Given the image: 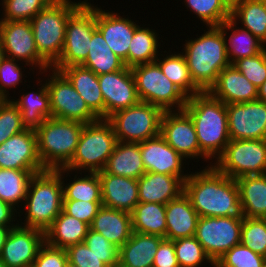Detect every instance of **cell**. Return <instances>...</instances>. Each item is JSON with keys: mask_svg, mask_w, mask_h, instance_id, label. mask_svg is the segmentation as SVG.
Listing matches in <instances>:
<instances>
[{"mask_svg": "<svg viewBox=\"0 0 266 267\" xmlns=\"http://www.w3.org/2000/svg\"><path fill=\"white\" fill-rule=\"evenodd\" d=\"M184 193L199 217L245 218L236 180L213 165L208 164L200 172H191L184 181Z\"/></svg>", "mask_w": 266, "mask_h": 267, "instance_id": "1", "label": "cell"}, {"mask_svg": "<svg viewBox=\"0 0 266 267\" xmlns=\"http://www.w3.org/2000/svg\"><path fill=\"white\" fill-rule=\"evenodd\" d=\"M183 110L194 123L200 150L217 159L231 140L226 104L206 91L188 97Z\"/></svg>", "mask_w": 266, "mask_h": 267, "instance_id": "2", "label": "cell"}, {"mask_svg": "<svg viewBox=\"0 0 266 267\" xmlns=\"http://www.w3.org/2000/svg\"><path fill=\"white\" fill-rule=\"evenodd\" d=\"M196 39L188 38L181 52L186 60L194 84L206 92L216 83L218 74L230 65L226 52V38L218 26H209Z\"/></svg>", "mask_w": 266, "mask_h": 267, "instance_id": "3", "label": "cell"}, {"mask_svg": "<svg viewBox=\"0 0 266 267\" xmlns=\"http://www.w3.org/2000/svg\"><path fill=\"white\" fill-rule=\"evenodd\" d=\"M70 171L64 167L55 170L47 169L34 174L31 178L25 207L26 219L20 226L35 228L45 232L62 211L63 173Z\"/></svg>", "mask_w": 266, "mask_h": 267, "instance_id": "4", "label": "cell"}, {"mask_svg": "<svg viewBox=\"0 0 266 267\" xmlns=\"http://www.w3.org/2000/svg\"><path fill=\"white\" fill-rule=\"evenodd\" d=\"M82 3L54 0L30 20L37 51L51 67L62 53L68 19Z\"/></svg>", "mask_w": 266, "mask_h": 267, "instance_id": "5", "label": "cell"}, {"mask_svg": "<svg viewBox=\"0 0 266 267\" xmlns=\"http://www.w3.org/2000/svg\"><path fill=\"white\" fill-rule=\"evenodd\" d=\"M84 125L50 117L35 130L38 155L46 169L62 168L71 161Z\"/></svg>", "mask_w": 266, "mask_h": 267, "instance_id": "6", "label": "cell"}, {"mask_svg": "<svg viewBox=\"0 0 266 267\" xmlns=\"http://www.w3.org/2000/svg\"><path fill=\"white\" fill-rule=\"evenodd\" d=\"M118 140L107 119L85 124L75 154L64 167L69 171L99 172L104 170Z\"/></svg>", "mask_w": 266, "mask_h": 267, "instance_id": "7", "label": "cell"}, {"mask_svg": "<svg viewBox=\"0 0 266 267\" xmlns=\"http://www.w3.org/2000/svg\"><path fill=\"white\" fill-rule=\"evenodd\" d=\"M131 70L140 101L163 111L183 110L188 97L163 74L155 61L134 66Z\"/></svg>", "mask_w": 266, "mask_h": 267, "instance_id": "8", "label": "cell"}, {"mask_svg": "<svg viewBox=\"0 0 266 267\" xmlns=\"http://www.w3.org/2000/svg\"><path fill=\"white\" fill-rule=\"evenodd\" d=\"M163 113L161 108L139 101L113 113L107 120L119 142L140 143L160 135Z\"/></svg>", "mask_w": 266, "mask_h": 267, "instance_id": "9", "label": "cell"}, {"mask_svg": "<svg viewBox=\"0 0 266 267\" xmlns=\"http://www.w3.org/2000/svg\"><path fill=\"white\" fill-rule=\"evenodd\" d=\"M211 163L219 172L238 179L247 175L266 174V139H231L224 152Z\"/></svg>", "mask_w": 266, "mask_h": 267, "instance_id": "10", "label": "cell"}, {"mask_svg": "<svg viewBox=\"0 0 266 267\" xmlns=\"http://www.w3.org/2000/svg\"><path fill=\"white\" fill-rule=\"evenodd\" d=\"M87 1L84 0L70 15L62 53L52 67L81 65L86 60L92 34L96 29V6Z\"/></svg>", "mask_w": 266, "mask_h": 267, "instance_id": "11", "label": "cell"}, {"mask_svg": "<svg viewBox=\"0 0 266 267\" xmlns=\"http://www.w3.org/2000/svg\"><path fill=\"white\" fill-rule=\"evenodd\" d=\"M46 84L50 95L52 117L88 124L99 118L89 109L85 100L74 89L68 78L59 70L50 68Z\"/></svg>", "mask_w": 266, "mask_h": 267, "instance_id": "12", "label": "cell"}, {"mask_svg": "<svg viewBox=\"0 0 266 267\" xmlns=\"http://www.w3.org/2000/svg\"><path fill=\"white\" fill-rule=\"evenodd\" d=\"M243 220L229 217H199L195 238L215 264L220 257L241 242Z\"/></svg>", "mask_w": 266, "mask_h": 267, "instance_id": "13", "label": "cell"}, {"mask_svg": "<svg viewBox=\"0 0 266 267\" xmlns=\"http://www.w3.org/2000/svg\"><path fill=\"white\" fill-rule=\"evenodd\" d=\"M0 37L4 56L35 65L42 74L51 68L37 51L30 21H0Z\"/></svg>", "mask_w": 266, "mask_h": 267, "instance_id": "14", "label": "cell"}, {"mask_svg": "<svg viewBox=\"0 0 266 267\" xmlns=\"http://www.w3.org/2000/svg\"><path fill=\"white\" fill-rule=\"evenodd\" d=\"M226 109L230 139H266V102L257 99L226 104Z\"/></svg>", "mask_w": 266, "mask_h": 267, "instance_id": "15", "label": "cell"}, {"mask_svg": "<svg viewBox=\"0 0 266 267\" xmlns=\"http://www.w3.org/2000/svg\"><path fill=\"white\" fill-rule=\"evenodd\" d=\"M160 135L183 158L210 160L199 147L194 123L184 111H164Z\"/></svg>", "mask_w": 266, "mask_h": 267, "instance_id": "16", "label": "cell"}, {"mask_svg": "<svg viewBox=\"0 0 266 267\" xmlns=\"http://www.w3.org/2000/svg\"><path fill=\"white\" fill-rule=\"evenodd\" d=\"M44 243L43 231L18 224L11 228L3 245L0 259L6 267H32Z\"/></svg>", "mask_w": 266, "mask_h": 267, "instance_id": "17", "label": "cell"}, {"mask_svg": "<svg viewBox=\"0 0 266 267\" xmlns=\"http://www.w3.org/2000/svg\"><path fill=\"white\" fill-rule=\"evenodd\" d=\"M104 100V119L140 101L131 68L98 75Z\"/></svg>", "mask_w": 266, "mask_h": 267, "instance_id": "18", "label": "cell"}, {"mask_svg": "<svg viewBox=\"0 0 266 267\" xmlns=\"http://www.w3.org/2000/svg\"><path fill=\"white\" fill-rule=\"evenodd\" d=\"M0 169L47 170L38 155L34 129L11 136L0 145Z\"/></svg>", "mask_w": 266, "mask_h": 267, "instance_id": "19", "label": "cell"}, {"mask_svg": "<svg viewBox=\"0 0 266 267\" xmlns=\"http://www.w3.org/2000/svg\"><path fill=\"white\" fill-rule=\"evenodd\" d=\"M140 152L146 172L178 176L183 182L189 176L183 174L185 158L176 152L161 136L140 142Z\"/></svg>", "mask_w": 266, "mask_h": 267, "instance_id": "20", "label": "cell"}, {"mask_svg": "<svg viewBox=\"0 0 266 267\" xmlns=\"http://www.w3.org/2000/svg\"><path fill=\"white\" fill-rule=\"evenodd\" d=\"M138 26L131 19L121 17L120 13L105 12L96 6V28L110 49L124 61L126 67H128L129 45Z\"/></svg>", "mask_w": 266, "mask_h": 267, "instance_id": "21", "label": "cell"}, {"mask_svg": "<svg viewBox=\"0 0 266 267\" xmlns=\"http://www.w3.org/2000/svg\"><path fill=\"white\" fill-rule=\"evenodd\" d=\"M208 92L225 104L250 102L258 96V88L232 64L218 74L216 83Z\"/></svg>", "mask_w": 266, "mask_h": 267, "instance_id": "22", "label": "cell"}, {"mask_svg": "<svg viewBox=\"0 0 266 267\" xmlns=\"http://www.w3.org/2000/svg\"><path fill=\"white\" fill-rule=\"evenodd\" d=\"M101 181L102 206L131 212L139 203L138 180L98 172Z\"/></svg>", "mask_w": 266, "mask_h": 267, "instance_id": "23", "label": "cell"}, {"mask_svg": "<svg viewBox=\"0 0 266 267\" xmlns=\"http://www.w3.org/2000/svg\"><path fill=\"white\" fill-rule=\"evenodd\" d=\"M183 192L184 182L178 176L146 172L138 179L139 202L166 205Z\"/></svg>", "mask_w": 266, "mask_h": 267, "instance_id": "24", "label": "cell"}, {"mask_svg": "<svg viewBox=\"0 0 266 267\" xmlns=\"http://www.w3.org/2000/svg\"><path fill=\"white\" fill-rule=\"evenodd\" d=\"M51 68L61 71L85 100L89 109L98 118L104 119V100L98 82V75L81 65Z\"/></svg>", "mask_w": 266, "mask_h": 267, "instance_id": "25", "label": "cell"}, {"mask_svg": "<svg viewBox=\"0 0 266 267\" xmlns=\"http://www.w3.org/2000/svg\"><path fill=\"white\" fill-rule=\"evenodd\" d=\"M165 209L166 239L176 240L195 236L199 215L184 192L178 198L169 201Z\"/></svg>", "mask_w": 266, "mask_h": 267, "instance_id": "26", "label": "cell"}, {"mask_svg": "<svg viewBox=\"0 0 266 267\" xmlns=\"http://www.w3.org/2000/svg\"><path fill=\"white\" fill-rule=\"evenodd\" d=\"M164 238L132 232L131 237L119 248L118 267H152L158 246Z\"/></svg>", "mask_w": 266, "mask_h": 267, "instance_id": "27", "label": "cell"}, {"mask_svg": "<svg viewBox=\"0 0 266 267\" xmlns=\"http://www.w3.org/2000/svg\"><path fill=\"white\" fill-rule=\"evenodd\" d=\"M90 229L120 248L132 235L131 213L102 206Z\"/></svg>", "mask_w": 266, "mask_h": 267, "instance_id": "28", "label": "cell"}, {"mask_svg": "<svg viewBox=\"0 0 266 267\" xmlns=\"http://www.w3.org/2000/svg\"><path fill=\"white\" fill-rule=\"evenodd\" d=\"M104 171L115 176L138 180L146 173L139 143L118 141Z\"/></svg>", "mask_w": 266, "mask_h": 267, "instance_id": "29", "label": "cell"}, {"mask_svg": "<svg viewBox=\"0 0 266 267\" xmlns=\"http://www.w3.org/2000/svg\"><path fill=\"white\" fill-rule=\"evenodd\" d=\"M90 226L63 210L44 232L45 242L53 247L64 248L83 243Z\"/></svg>", "mask_w": 266, "mask_h": 267, "instance_id": "30", "label": "cell"}, {"mask_svg": "<svg viewBox=\"0 0 266 267\" xmlns=\"http://www.w3.org/2000/svg\"><path fill=\"white\" fill-rule=\"evenodd\" d=\"M231 18L218 26L226 38V52L230 64H234L237 60L257 55L266 48V45L257 37L250 33L247 29L238 27ZM232 31L230 37L227 31ZM227 37L229 38L227 40Z\"/></svg>", "mask_w": 266, "mask_h": 267, "instance_id": "31", "label": "cell"}, {"mask_svg": "<svg viewBox=\"0 0 266 267\" xmlns=\"http://www.w3.org/2000/svg\"><path fill=\"white\" fill-rule=\"evenodd\" d=\"M39 82L42 86L37 92L25 93L17 100L11 99L22 114V123L26 129L36 130L46 119L52 117L47 84H42L41 80Z\"/></svg>", "mask_w": 266, "mask_h": 267, "instance_id": "32", "label": "cell"}, {"mask_svg": "<svg viewBox=\"0 0 266 267\" xmlns=\"http://www.w3.org/2000/svg\"><path fill=\"white\" fill-rule=\"evenodd\" d=\"M239 198L247 218H266V174L236 179Z\"/></svg>", "mask_w": 266, "mask_h": 267, "instance_id": "33", "label": "cell"}, {"mask_svg": "<svg viewBox=\"0 0 266 267\" xmlns=\"http://www.w3.org/2000/svg\"><path fill=\"white\" fill-rule=\"evenodd\" d=\"M81 66L92 70L96 75H102L122 70L125 64L110 49L101 32L96 28L92 34L88 56Z\"/></svg>", "mask_w": 266, "mask_h": 267, "instance_id": "34", "label": "cell"}, {"mask_svg": "<svg viewBox=\"0 0 266 267\" xmlns=\"http://www.w3.org/2000/svg\"><path fill=\"white\" fill-rule=\"evenodd\" d=\"M132 230L166 239V209L161 203L139 202L130 212Z\"/></svg>", "mask_w": 266, "mask_h": 267, "instance_id": "35", "label": "cell"}, {"mask_svg": "<svg viewBox=\"0 0 266 267\" xmlns=\"http://www.w3.org/2000/svg\"><path fill=\"white\" fill-rule=\"evenodd\" d=\"M42 171L45 170L0 169V200L19 208L18 204L26 200L31 178Z\"/></svg>", "mask_w": 266, "mask_h": 267, "instance_id": "36", "label": "cell"}, {"mask_svg": "<svg viewBox=\"0 0 266 267\" xmlns=\"http://www.w3.org/2000/svg\"><path fill=\"white\" fill-rule=\"evenodd\" d=\"M158 33L153 29L143 28L138 26L135 29L133 38L128 49V68L137 65L151 63L160 55L157 54L158 47Z\"/></svg>", "mask_w": 266, "mask_h": 267, "instance_id": "37", "label": "cell"}, {"mask_svg": "<svg viewBox=\"0 0 266 267\" xmlns=\"http://www.w3.org/2000/svg\"><path fill=\"white\" fill-rule=\"evenodd\" d=\"M230 18L236 23L240 21L243 28L266 45V10L261 0H244L231 11Z\"/></svg>", "mask_w": 266, "mask_h": 267, "instance_id": "38", "label": "cell"}, {"mask_svg": "<svg viewBox=\"0 0 266 267\" xmlns=\"http://www.w3.org/2000/svg\"><path fill=\"white\" fill-rule=\"evenodd\" d=\"M164 58V59H163ZM157 57L155 62L159 65L163 74L171 80L187 97L199 94L202 91L191 79L189 68L183 54H166V57Z\"/></svg>", "mask_w": 266, "mask_h": 267, "instance_id": "39", "label": "cell"}, {"mask_svg": "<svg viewBox=\"0 0 266 267\" xmlns=\"http://www.w3.org/2000/svg\"><path fill=\"white\" fill-rule=\"evenodd\" d=\"M74 176L68 184L62 181L63 200L102 202L101 181L98 172H88L84 177ZM77 178V179H76ZM65 184V185H64Z\"/></svg>", "mask_w": 266, "mask_h": 267, "instance_id": "40", "label": "cell"}, {"mask_svg": "<svg viewBox=\"0 0 266 267\" xmlns=\"http://www.w3.org/2000/svg\"><path fill=\"white\" fill-rule=\"evenodd\" d=\"M184 3L208 27L220 26L231 17V11L221 0H184Z\"/></svg>", "mask_w": 266, "mask_h": 267, "instance_id": "41", "label": "cell"}, {"mask_svg": "<svg viewBox=\"0 0 266 267\" xmlns=\"http://www.w3.org/2000/svg\"><path fill=\"white\" fill-rule=\"evenodd\" d=\"M3 17L0 21H30L54 0H1Z\"/></svg>", "mask_w": 266, "mask_h": 267, "instance_id": "42", "label": "cell"}, {"mask_svg": "<svg viewBox=\"0 0 266 267\" xmlns=\"http://www.w3.org/2000/svg\"><path fill=\"white\" fill-rule=\"evenodd\" d=\"M176 258L180 267H199L206 260L214 267V263L205 253L195 236L173 240Z\"/></svg>", "mask_w": 266, "mask_h": 267, "instance_id": "43", "label": "cell"}, {"mask_svg": "<svg viewBox=\"0 0 266 267\" xmlns=\"http://www.w3.org/2000/svg\"><path fill=\"white\" fill-rule=\"evenodd\" d=\"M240 243L266 257V218L245 217L242 222Z\"/></svg>", "mask_w": 266, "mask_h": 267, "instance_id": "44", "label": "cell"}, {"mask_svg": "<svg viewBox=\"0 0 266 267\" xmlns=\"http://www.w3.org/2000/svg\"><path fill=\"white\" fill-rule=\"evenodd\" d=\"M265 263L266 257L240 243L220 257L214 267H263Z\"/></svg>", "mask_w": 266, "mask_h": 267, "instance_id": "45", "label": "cell"}, {"mask_svg": "<svg viewBox=\"0 0 266 267\" xmlns=\"http://www.w3.org/2000/svg\"><path fill=\"white\" fill-rule=\"evenodd\" d=\"M26 130L22 114L10 99L0 100V145L8 138Z\"/></svg>", "mask_w": 266, "mask_h": 267, "instance_id": "46", "label": "cell"}, {"mask_svg": "<svg viewBox=\"0 0 266 267\" xmlns=\"http://www.w3.org/2000/svg\"><path fill=\"white\" fill-rule=\"evenodd\" d=\"M84 243L101 258L107 267H118L119 248L109 242L102 234L89 229Z\"/></svg>", "mask_w": 266, "mask_h": 267, "instance_id": "47", "label": "cell"}, {"mask_svg": "<svg viewBox=\"0 0 266 267\" xmlns=\"http://www.w3.org/2000/svg\"><path fill=\"white\" fill-rule=\"evenodd\" d=\"M253 85L259 88L266 80V48L233 64Z\"/></svg>", "mask_w": 266, "mask_h": 267, "instance_id": "48", "label": "cell"}, {"mask_svg": "<svg viewBox=\"0 0 266 267\" xmlns=\"http://www.w3.org/2000/svg\"><path fill=\"white\" fill-rule=\"evenodd\" d=\"M17 62V63H16ZM18 60L4 56L0 62V98L10 99L7 89L17 88L22 81L23 72ZM8 92V93H7Z\"/></svg>", "mask_w": 266, "mask_h": 267, "instance_id": "49", "label": "cell"}, {"mask_svg": "<svg viewBox=\"0 0 266 267\" xmlns=\"http://www.w3.org/2000/svg\"><path fill=\"white\" fill-rule=\"evenodd\" d=\"M102 207V202H87L81 200H63L62 210L91 226L94 217Z\"/></svg>", "mask_w": 266, "mask_h": 267, "instance_id": "50", "label": "cell"}, {"mask_svg": "<svg viewBox=\"0 0 266 267\" xmlns=\"http://www.w3.org/2000/svg\"><path fill=\"white\" fill-rule=\"evenodd\" d=\"M65 250L68 262L78 267H107L101 261V258L92 252L84 242L71 245Z\"/></svg>", "mask_w": 266, "mask_h": 267, "instance_id": "51", "label": "cell"}, {"mask_svg": "<svg viewBox=\"0 0 266 267\" xmlns=\"http://www.w3.org/2000/svg\"><path fill=\"white\" fill-rule=\"evenodd\" d=\"M68 262L64 248L53 247L46 242L41 246L32 267H66Z\"/></svg>", "mask_w": 266, "mask_h": 267, "instance_id": "52", "label": "cell"}, {"mask_svg": "<svg viewBox=\"0 0 266 267\" xmlns=\"http://www.w3.org/2000/svg\"><path fill=\"white\" fill-rule=\"evenodd\" d=\"M154 267H180L176 258L173 240L163 239L155 254Z\"/></svg>", "mask_w": 266, "mask_h": 267, "instance_id": "53", "label": "cell"}, {"mask_svg": "<svg viewBox=\"0 0 266 267\" xmlns=\"http://www.w3.org/2000/svg\"><path fill=\"white\" fill-rule=\"evenodd\" d=\"M16 212V213H15ZM17 211L11 205L0 200V225L4 227H16L18 223H14L17 220ZM16 216V217H15ZM15 219V220H14Z\"/></svg>", "mask_w": 266, "mask_h": 267, "instance_id": "54", "label": "cell"}, {"mask_svg": "<svg viewBox=\"0 0 266 267\" xmlns=\"http://www.w3.org/2000/svg\"><path fill=\"white\" fill-rule=\"evenodd\" d=\"M11 228H14V227H4V226L0 225V254H1L3 245L5 243V240L8 236Z\"/></svg>", "mask_w": 266, "mask_h": 267, "instance_id": "55", "label": "cell"}, {"mask_svg": "<svg viewBox=\"0 0 266 267\" xmlns=\"http://www.w3.org/2000/svg\"><path fill=\"white\" fill-rule=\"evenodd\" d=\"M224 5L232 11L235 7H237L240 3H242L244 0H221Z\"/></svg>", "mask_w": 266, "mask_h": 267, "instance_id": "56", "label": "cell"}, {"mask_svg": "<svg viewBox=\"0 0 266 267\" xmlns=\"http://www.w3.org/2000/svg\"><path fill=\"white\" fill-rule=\"evenodd\" d=\"M258 100H261L263 102H266V80L263 82V84L258 88Z\"/></svg>", "mask_w": 266, "mask_h": 267, "instance_id": "57", "label": "cell"}, {"mask_svg": "<svg viewBox=\"0 0 266 267\" xmlns=\"http://www.w3.org/2000/svg\"><path fill=\"white\" fill-rule=\"evenodd\" d=\"M3 57H4V52H3V46H2L1 37H0V62Z\"/></svg>", "mask_w": 266, "mask_h": 267, "instance_id": "58", "label": "cell"}, {"mask_svg": "<svg viewBox=\"0 0 266 267\" xmlns=\"http://www.w3.org/2000/svg\"><path fill=\"white\" fill-rule=\"evenodd\" d=\"M66 267H78V266H76V265H74V264H72V263H70V262H67Z\"/></svg>", "mask_w": 266, "mask_h": 267, "instance_id": "59", "label": "cell"}, {"mask_svg": "<svg viewBox=\"0 0 266 267\" xmlns=\"http://www.w3.org/2000/svg\"><path fill=\"white\" fill-rule=\"evenodd\" d=\"M266 10V0H261Z\"/></svg>", "mask_w": 266, "mask_h": 267, "instance_id": "60", "label": "cell"}, {"mask_svg": "<svg viewBox=\"0 0 266 267\" xmlns=\"http://www.w3.org/2000/svg\"><path fill=\"white\" fill-rule=\"evenodd\" d=\"M0 267H6V266L4 265V263L1 261V259H0Z\"/></svg>", "mask_w": 266, "mask_h": 267, "instance_id": "61", "label": "cell"}]
</instances>
